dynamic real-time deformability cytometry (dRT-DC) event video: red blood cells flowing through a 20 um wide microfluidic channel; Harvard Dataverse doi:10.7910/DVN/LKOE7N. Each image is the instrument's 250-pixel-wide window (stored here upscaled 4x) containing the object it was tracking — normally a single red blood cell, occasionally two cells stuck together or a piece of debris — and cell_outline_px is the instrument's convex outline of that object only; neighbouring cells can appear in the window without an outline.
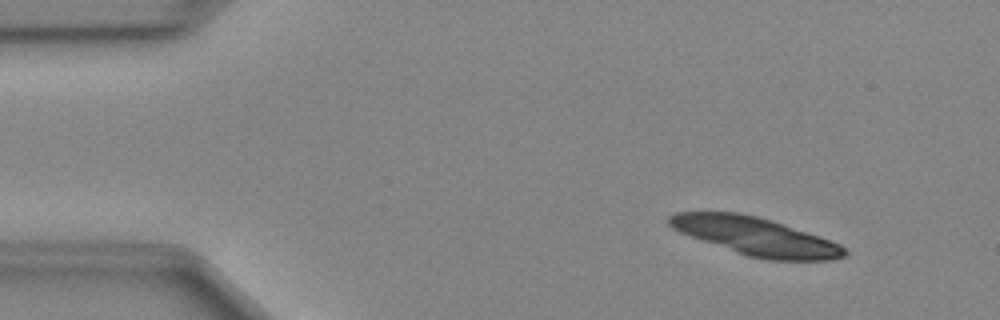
{"species": "Egyptian fruit bat (a non-hibernating species)", "species_latin": "Rousettus aegyptiacus", "temperature_condition": "cold", "stored_images_in_passage": 32, "camera_frame_rate_fps": 3000, "um_per_image_px": 0.085, "animal": {"sex": "female"}, "frame": {"image": 1, "passage_image": 1, "time_ms": 0.0, "image_size_px": [1000, 320], "cell_outline_px": [[848, 252], [844, 256], [832, 260], [768, 260], [748, 256], [736, 252], [680, 232], [672, 228], [664, 220], [672, 212], [740, 212], [772, 220], [820, 236], [840, 244]], "centroid_in_image_um": [64.2, 20.07], "position_along_channel_um": 20.8, "area_um2": 38.73}}
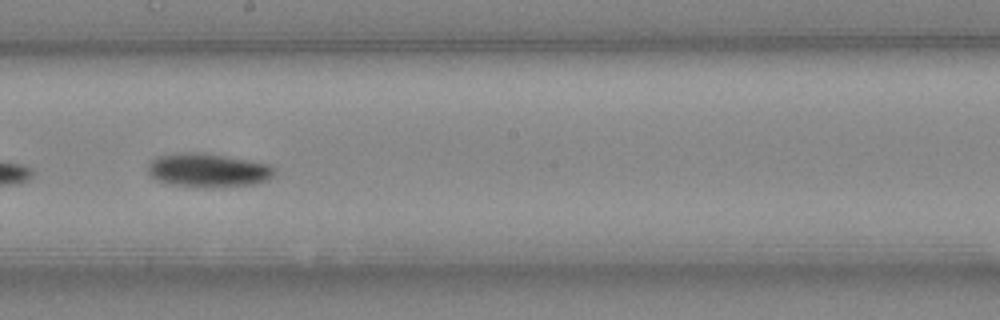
{"frame": {"image": 2, "passage_image": 23, "time_ms": 7.333, "image_size_px": [1000, 320], "cell_outline_px": [[276, 168], [272, 176], [268, 180], [256, 184], [216, 188], [204, 188], [168, 184], [156, 180], [148, 172], [148, 164], [156, 156], [196, 152], [268, 164]], "centroid_in_image_um": [17.67, 14.51], "position_along_channel_um": 230.5, "area_um2": 24.74}}
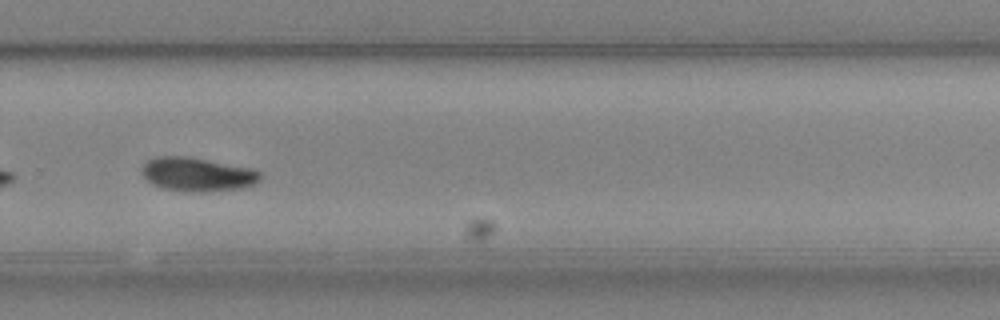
{"frame": {"image": 3, "passage_image": 29, "time_ms": 9.333, "image_size_px": [1000, 320], "cell_outline_px": [[260, 180], [256, 184], [244, 188], [200, 192], [164, 188], [152, 184], [140, 172], [140, 168], [148, 160], [160, 156], [184, 156], [252, 168], [260, 172]], "centroid_in_image_um": [16.79, 14.82], "position_along_channel_um": 313.0, "area_um2": 23.12}}